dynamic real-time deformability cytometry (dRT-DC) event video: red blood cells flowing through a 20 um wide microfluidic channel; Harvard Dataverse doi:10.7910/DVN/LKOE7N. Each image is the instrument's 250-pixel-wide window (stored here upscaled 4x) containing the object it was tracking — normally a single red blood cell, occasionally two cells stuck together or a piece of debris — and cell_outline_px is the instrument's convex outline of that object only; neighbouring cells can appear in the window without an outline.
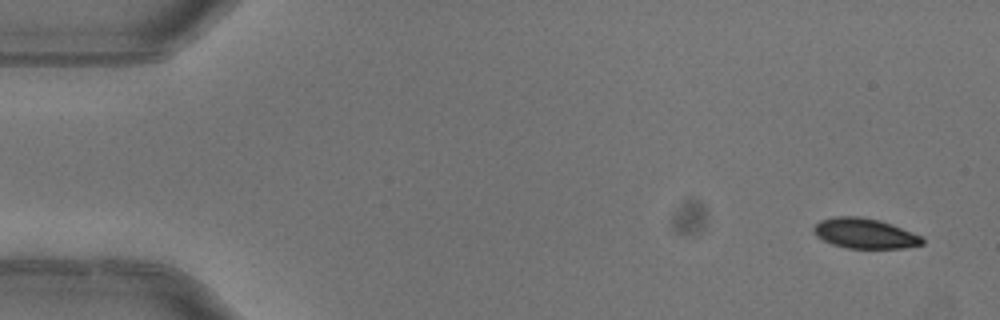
{"species": "common noctule bat (a hibernating species)", "species_latin": "Nyctalus noctula", "temperature_condition": "warm", "stored_images_in_passage": 5, "camera_frame_rate_fps": 3000, "um_per_image_px": 0.085, "animal": {"sex": "female"}, "frame": {"image": 1, "passage_image": 1, "time_ms": 0.0, "image_size_px": [1000, 320], "cell_outline_px": [[924, 244], [904, 248], [848, 248], [832, 244], [816, 236], [812, 232], [812, 228], [820, 220], [836, 216], [860, 216], [880, 220], [892, 224], [920, 236], [924, 240]], "centroid_in_image_um": [73.48, 19.83], "position_along_channel_um": 11.5, "area_um2": 19.07}}